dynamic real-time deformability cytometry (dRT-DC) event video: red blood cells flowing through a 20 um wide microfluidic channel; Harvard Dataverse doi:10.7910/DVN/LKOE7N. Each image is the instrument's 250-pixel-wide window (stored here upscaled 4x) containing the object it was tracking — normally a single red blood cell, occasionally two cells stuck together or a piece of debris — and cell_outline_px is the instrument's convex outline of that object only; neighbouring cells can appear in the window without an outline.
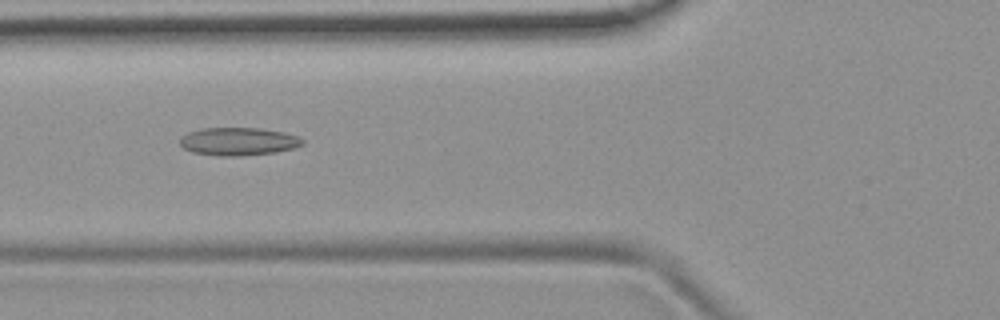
{"species": "common noctule bat (a hibernating species)", "species_latin": "Nyctalus noctula", "temperature_condition": "room temperature", "stored_images_in_passage": 14, "camera_frame_rate_fps": 3000, "um_per_image_px": 0.085, "animal": {"sex": "female", "body_mass_g": 19.9}, "frame": {"image": 1, "passage_image": 7, "time_ms": 2.0, "image_size_px": [1000, 320], "cell_outline_px": [[304, 144], [296, 148], [276, 152], [240, 156], [216, 156], [192, 152], [184, 148], [180, 144], [180, 140], [188, 132], [200, 128], [260, 128], [284, 132], [296, 136], [304, 140]], "centroid_in_image_um": [20.28, 12.03], "position_along_channel_um": 105.5, "area_um2": 20.06}}
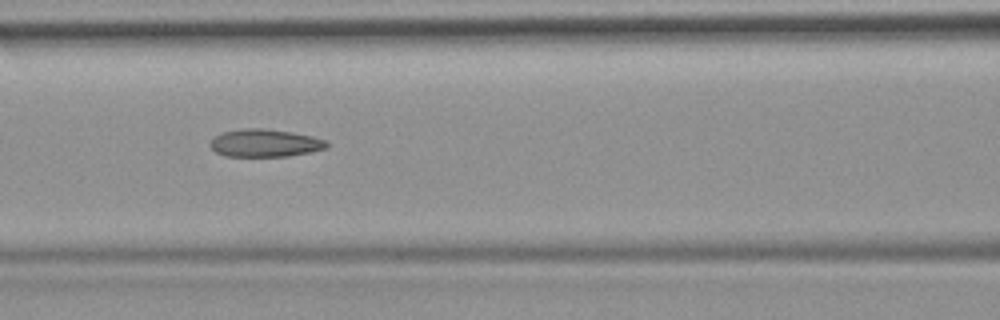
{"frame": {"image": 2, "passage_image": 10, "time_ms": 3.0, "image_size_px": [1000, 320], "cell_outline_px": [[328, 148], [312, 152], [288, 156], [224, 156], [216, 152], [208, 144], [216, 136], [224, 132], [244, 128], [264, 128], [312, 136], [324, 140], [328, 144]], "centroid_in_image_um": [22.52, 12.17], "position_along_channel_um": 144.1, "area_um2": 18.67}}